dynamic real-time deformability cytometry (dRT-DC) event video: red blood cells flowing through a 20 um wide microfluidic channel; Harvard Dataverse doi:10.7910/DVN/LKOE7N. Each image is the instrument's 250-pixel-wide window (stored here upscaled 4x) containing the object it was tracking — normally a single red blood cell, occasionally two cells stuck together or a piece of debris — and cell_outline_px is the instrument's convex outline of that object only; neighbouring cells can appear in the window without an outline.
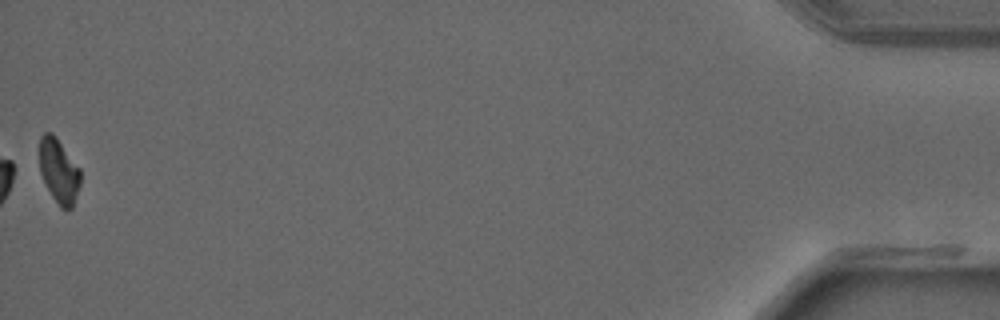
{"species": "common noctule bat (a hibernating species)", "species_latin": "Nyctalus noctula", "temperature_condition": "warm", "stored_images_in_passage": 33, "camera_frame_rate_fps": 3000, "um_per_image_px": 0.085, "animal": {"sex": "male", "forearm_length_mm": 52.5}, "frame": {"image": 1, "passage_image": 33, "time_ms": 10.667, "image_size_px": [1000, 320], "cell_outline_px": [[80, 184], [72, 208], [60, 208], [52, 196], [40, 172], [40, 136], [44, 132], [52, 132], [56, 136], [80, 168]], "centroid_in_image_um": [5.01, 14.5], "position_along_channel_um": 430.2, "area_um2": 15.26}}